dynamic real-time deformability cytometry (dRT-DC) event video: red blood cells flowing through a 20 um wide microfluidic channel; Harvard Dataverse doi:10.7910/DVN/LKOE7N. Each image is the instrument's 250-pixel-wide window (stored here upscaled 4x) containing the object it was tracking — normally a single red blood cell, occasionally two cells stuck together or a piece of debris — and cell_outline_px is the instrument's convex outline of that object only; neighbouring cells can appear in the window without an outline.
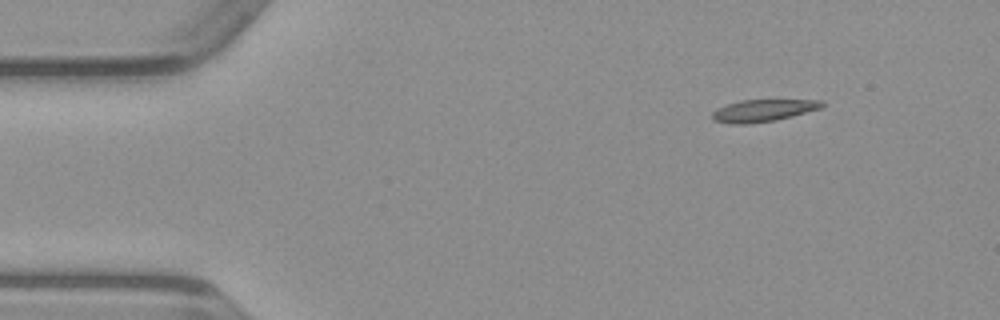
{"species": "common noctule bat (a hibernating species)", "species_latin": "Nyctalus noctula", "temperature_condition": "warm", "stored_images_in_passage": 44, "camera_frame_rate_fps": 3000, "um_per_image_px": 0.085, "animal": {"sex": "male", "body_mass_g": 23.1, "forearm_length_mm": 52.7}, "frame": {"image": 1, "passage_image": 1, "time_ms": 0.0, "image_size_px": [1000, 320], "cell_outline_px": [[824, 104], [820, 108], [792, 116], [776, 120], [748, 124], [732, 124], [712, 120], [712, 112], [716, 108], [740, 100], [824, 100]], "centroid_in_image_um": [64.83, 9.4], "position_along_channel_um": 20.2, "area_um2": 14.1}}
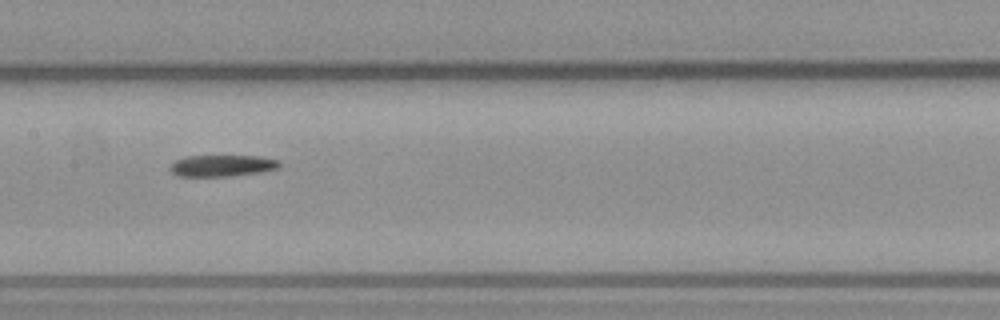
{"frame": {"image": 2, "passage_image": 19, "time_ms": 6.0, "image_size_px": [1000, 320], "cell_outline_px": [[280, 168], [264, 172], [228, 176], [180, 176], [172, 172], [168, 168], [168, 164], [184, 156], [260, 156], [280, 160]], "centroid_in_image_um": [18.89, 14.08], "position_along_channel_um": 188.5, "area_um2": 13.93}}
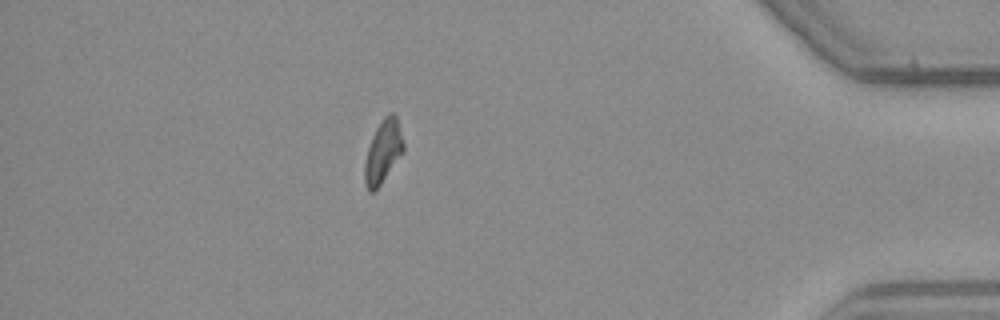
{"frame": {"image": 3, "passage_image": 38, "time_ms": 12.333, "image_size_px": [1000, 320], "cell_outline_px": [[404, 152], [380, 184], [372, 192], [368, 192], [364, 184], [364, 164], [368, 148], [372, 136], [376, 128], [384, 116], [388, 112], [392, 112], [396, 116], [404, 144]], "centroid_in_image_um": [32.55, 12.88], "position_along_channel_um": 402.7, "area_um2": 14.16}}